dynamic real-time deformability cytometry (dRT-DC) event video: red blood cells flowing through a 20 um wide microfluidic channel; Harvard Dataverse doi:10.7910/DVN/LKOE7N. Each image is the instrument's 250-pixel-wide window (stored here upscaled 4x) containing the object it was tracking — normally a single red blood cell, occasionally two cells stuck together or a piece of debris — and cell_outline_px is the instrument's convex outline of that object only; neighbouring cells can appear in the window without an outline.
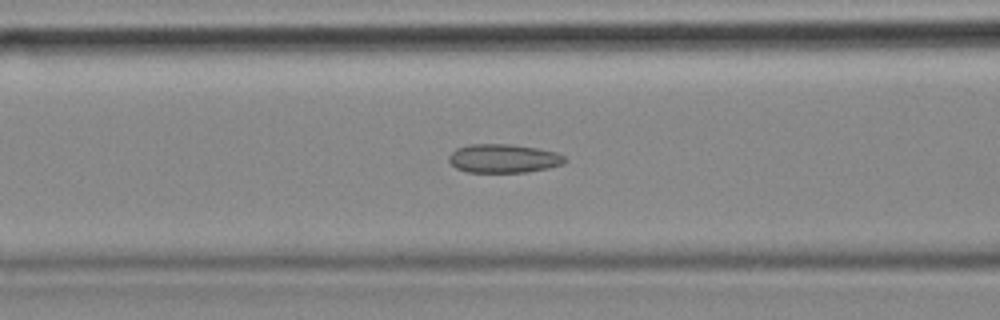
{"species": "common noctule bat (a hibernating species)", "species_latin": "Nyctalus noctula", "temperature_condition": "cold", "stored_images_in_passage": 56, "camera_frame_rate_fps": 3000, "um_per_image_px": 0.085, "animal": {"sex": "female", "body_mass_g": 18.4}, "frame": {"image": 1, "passage_image": 22, "time_ms": 7.0, "image_size_px": [1000, 320], "cell_outline_px": [[568, 160], [564, 164], [548, 168], [528, 172], [468, 172], [456, 168], [448, 160], [448, 156], [456, 148], [468, 144], [508, 144], [536, 148], [556, 152], [564, 156]], "centroid_in_image_um": [42.8, 13.47], "position_along_channel_um": 123.8, "area_um2": 19.48}}
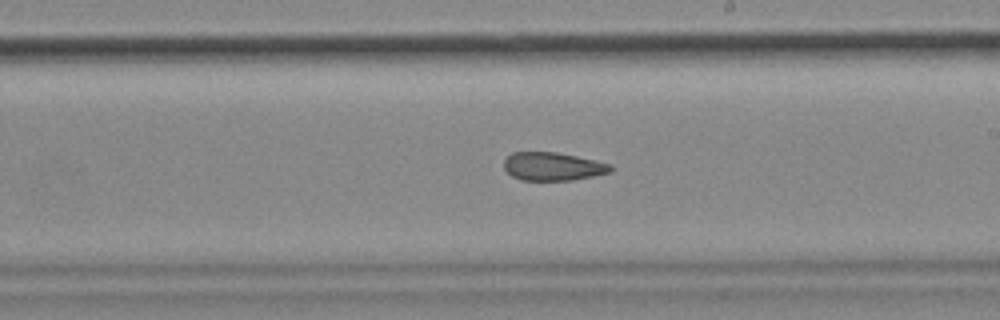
{"frame": {"image": 2, "passage_image": 32, "time_ms": 10.333, "image_size_px": [1000, 320], "cell_outline_px": [[612, 168], [608, 172], [592, 176], [572, 180], [520, 180], [512, 176], [504, 168], [504, 160], [512, 152], [556, 152], [596, 160], [612, 164]], "centroid_in_image_um": [46.97, 14.14], "position_along_channel_um": 242.0, "area_um2": 17.46}}
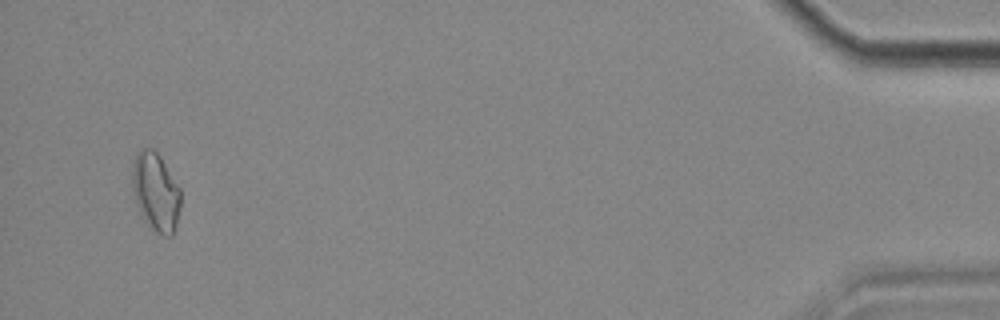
{"frame": {"image": 3, "passage_image": 54, "time_ms": 17.667, "image_size_px": [1000, 320], "cell_outline_px": [[180, 208], [176, 224], [172, 236], [164, 236], [156, 232], [144, 220], [136, 204], [132, 192], [132, 160], [136, 152], [140, 148], [152, 148], [160, 156], [180, 188]], "centroid_in_image_um": [13.21, 16.28], "position_along_channel_um": 422.0, "area_um2": 22.31}, "authors_computed_cell_mechanics": {"area_um2": 19.652, "velocity_mm_per_s": 3.5627, "shape_relaxation_time_tau1_ms": null, "shape_relaxation_time_tau2_ms": 3.2668, "deformation_change_tau1": null, "deformation_change_tau2": 0.0977}}